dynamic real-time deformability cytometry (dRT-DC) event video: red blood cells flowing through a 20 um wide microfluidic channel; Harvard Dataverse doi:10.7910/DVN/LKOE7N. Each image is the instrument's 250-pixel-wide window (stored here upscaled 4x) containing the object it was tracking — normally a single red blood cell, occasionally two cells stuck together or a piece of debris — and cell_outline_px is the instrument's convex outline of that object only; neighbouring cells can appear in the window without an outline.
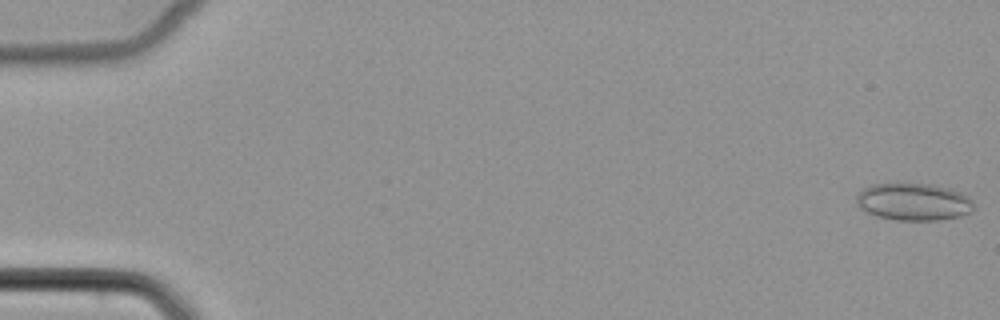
{"species": "common noctule bat (a hibernating species)", "species_latin": "Nyctalus noctula", "temperature_condition": "cold", "stored_images_in_passage": 53, "camera_frame_rate_fps": 3000, "um_per_image_px": 0.085, "animal": {"sex": "female", "body_mass_g": 22.7, "forearm_length_mm": 54.2}, "frame": {"image": 1, "passage_image": 1, "time_ms": 0.0, "image_size_px": [1000, 320], "cell_outline_px": [[972, 212], [960, 216], [940, 220], [896, 220], [880, 216], [868, 212], [860, 208], [856, 204], [856, 196], [860, 188], [872, 184], [932, 184], [952, 188], [968, 196], [972, 200]], "centroid_in_image_um": [77.65, 17.14], "position_along_channel_um": 7.4, "area_um2": 25.61}}
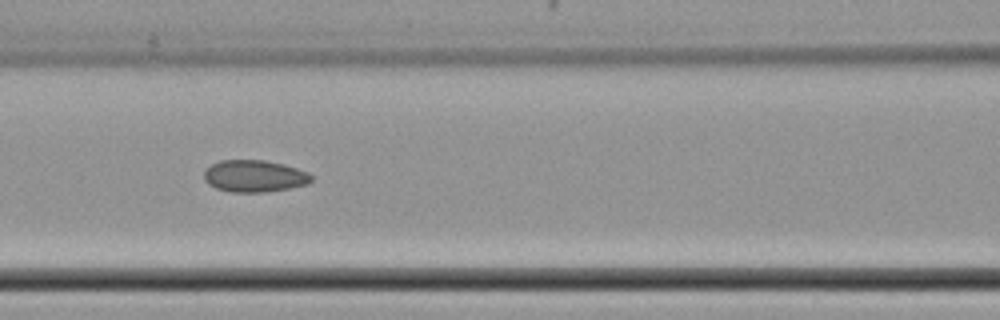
{"frame": {"image": 2, "passage_image": 24, "time_ms": 7.667, "image_size_px": [1000, 320], "cell_outline_px": [[312, 180], [308, 184], [288, 188], [264, 192], [232, 192], [216, 188], [208, 184], [204, 180], [204, 172], [212, 164], [220, 160], [264, 160], [284, 164], [308, 172], [312, 176]], "centroid_in_image_um": [21.62, 14.96], "position_along_channel_um": 145.0, "area_um2": 19.94}}
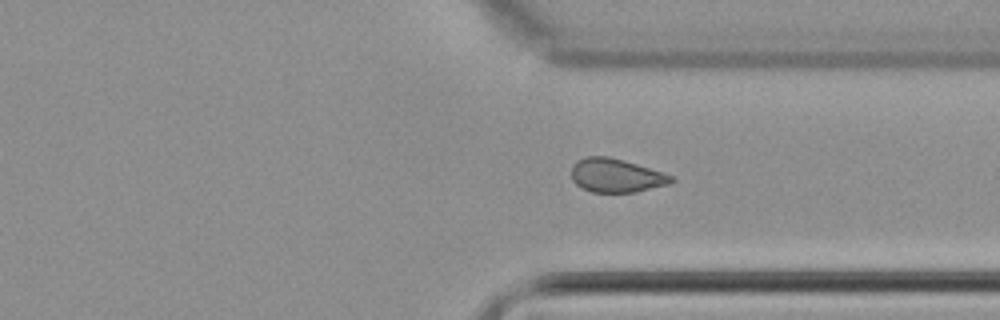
{"frame": {"image": 3, "passage_image": 40, "time_ms": 13.0, "image_size_px": [1000, 320], "cell_outline_px": [[676, 180], [668, 184], [636, 192], [592, 192], [576, 184], [572, 180], [572, 164], [576, 160], [584, 156], [608, 156], [624, 160], [672, 176]], "centroid_in_image_um": [52.33, 14.91], "position_along_channel_um": 359.1, "area_um2": 19.48}}